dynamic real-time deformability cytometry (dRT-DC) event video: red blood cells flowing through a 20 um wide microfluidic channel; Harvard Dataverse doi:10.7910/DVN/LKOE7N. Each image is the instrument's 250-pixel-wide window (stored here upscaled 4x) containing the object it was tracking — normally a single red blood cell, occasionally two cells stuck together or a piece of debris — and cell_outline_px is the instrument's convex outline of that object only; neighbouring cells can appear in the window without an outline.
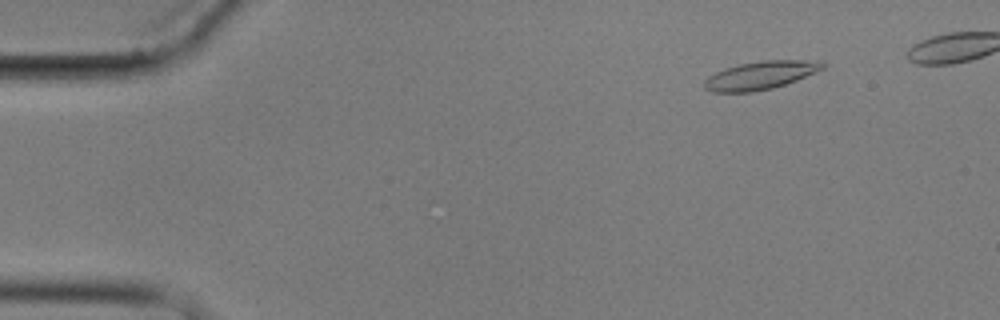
{"species": "common noctule bat (a hibernating species)", "species_latin": "Nyctalus noctula", "temperature_condition": "cold", "stored_images_in_passage": 6, "camera_frame_rate_fps": 3000, "um_per_image_px": 0.085, "animal": {"sex": "male", "body_mass_g": 17.9}, "frame": {"image": 1, "passage_image": 2, "time_ms": 1.333, "image_size_px": [1000, 320], "cell_outline_px": [[828, 64], [824, 68], [796, 80], [772, 88], [752, 92], [712, 92], [704, 88], [704, 80], [708, 76], [716, 72], [740, 64], [760, 60], [816, 60]], "centroid_in_image_um": [64.65, 6.39], "position_along_channel_um": 20.4, "area_um2": 19.31}}
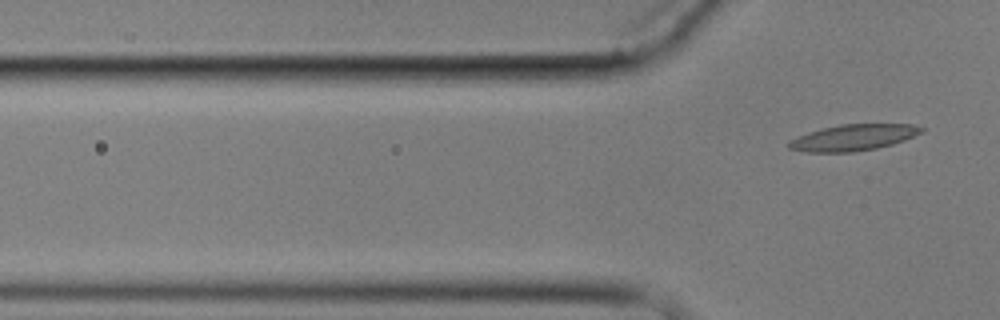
{"frame": {"image": 2, "passage_image": 6, "time_ms": 7.333, "image_size_px": [1000, 320], "cell_outline_px": [[924, 132], [904, 140], [892, 144], [876, 148], [852, 152], [808, 152], [788, 148], [788, 140], [808, 132], [820, 128], [840, 124], [912, 124], [924, 128]], "centroid_in_image_um": [72.52, 11.68], "position_along_channel_um": 53.3, "area_um2": 20.29}}